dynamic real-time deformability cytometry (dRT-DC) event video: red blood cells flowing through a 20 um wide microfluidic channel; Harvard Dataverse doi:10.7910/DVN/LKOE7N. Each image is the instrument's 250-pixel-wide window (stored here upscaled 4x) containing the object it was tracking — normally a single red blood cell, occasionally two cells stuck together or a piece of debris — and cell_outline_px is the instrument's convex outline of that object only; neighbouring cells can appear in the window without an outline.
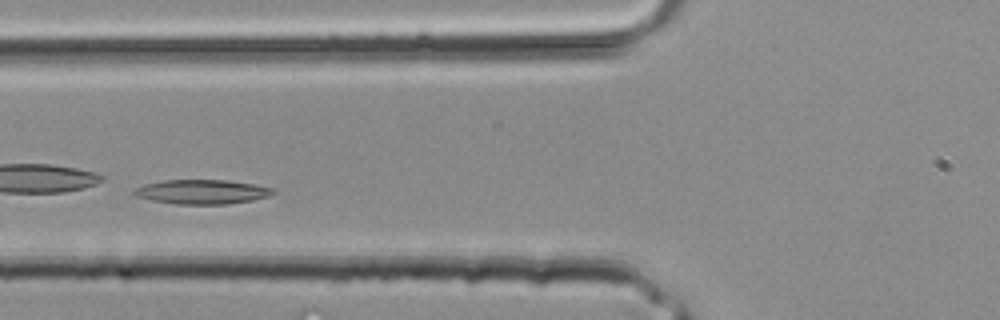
{"species": "common noctule bat (a hibernating species)", "species_latin": "Nyctalus noctula", "temperature_condition": "room temperature", "stored_images_in_passage": 3, "camera_frame_rate_fps": 3000, "um_per_image_px": 0.085, "animal": {"sex": "male", "body_mass_g": 20.4}, "frame": {"image": 1, "passage_image": 3, "time_ms": 0.667, "image_size_px": [1000, 320], "cell_outline_px": [[276, 192], [268, 196], [252, 200], [228, 204], [176, 204], [152, 200], [136, 196], [132, 192], [136, 188], [144, 184], [164, 180], [228, 180], [252, 184], [272, 188]], "centroid_in_image_um": [17.16, 16.3], "position_along_channel_um": 108.6, "area_um2": 19.59}}